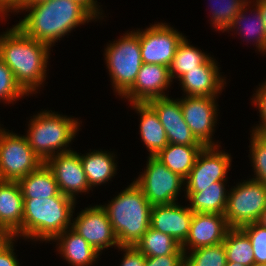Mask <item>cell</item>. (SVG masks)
<instances>
[{
    "label": "cell",
    "mask_w": 266,
    "mask_h": 266,
    "mask_svg": "<svg viewBox=\"0 0 266 266\" xmlns=\"http://www.w3.org/2000/svg\"><path fill=\"white\" fill-rule=\"evenodd\" d=\"M189 42L185 36L177 47L175 56L169 66L172 81L193 69H198L210 57L201 49L190 45Z\"/></svg>",
    "instance_id": "cell-29"
},
{
    "label": "cell",
    "mask_w": 266,
    "mask_h": 266,
    "mask_svg": "<svg viewBox=\"0 0 266 266\" xmlns=\"http://www.w3.org/2000/svg\"><path fill=\"white\" fill-rule=\"evenodd\" d=\"M27 11L18 26L26 35L53 47L73 29L97 19L84 5L75 0H44L19 3L11 13Z\"/></svg>",
    "instance_id": "cell-1"
},
{
    "label": "cell",
    "mask_w": 266,
    "mask_h": 266,
    "mask_svg": "<svg viewBox=\"0 0 266 266\" xmlns=\"http://www.w3.org/2000/svg\"><path fill=\"white\" fill-rule=\"evenodd\" d=\"M45 163L52 170L60 193L63 195L76 201L78 193L86 194L92 190L87 182L80 154L76 151L56 154Z\"/></svg>",
    "instance_id": "cell-14"
},
{
    "label": "cell",
    "mask_w": 266,
    "mask_h": 266,
    "mask_svg": "<svg viewBox=\"0 0 266 266\" xmlns=\"http://www.w3.org/2000/svg\"><path fill=\"white\" fill-rule=\"evenodd\" d=\"M15 241V235L6 227L0 225V251Z\"/></svg>",
    "instance_id": "cell-40"
},
{
    "label": "cell",
    "mask_w": 266,
    "mask_h": 266,
    "mask_svg": "<svg viewBox=\"0 0 266 266\" xmlns=\"http://www.w3.org/2000/svg\"><path fill=\"white\" fill-rule=\"evenodd\" d=\"M215 61L209 57L198 69H193L178 79L185 96L218 98L226 85V79L219 72V65Z\"/></svg>",
    "instance_id": "cell-18"
},
{
    "label": "cell",
    "mask_w": 266,
    "mask_h": 266,
    "mask_svg": "<svg viewBox=\"0 0 266 266\" xmlns=\"http://www.w3.org/2000/svg\"><path fill=\"white\" fill-rule=\"evenodd\" d=\"M250 5H252L251 1L241 9V11L237 14V16L233 19L229 27L224 32H229L230 30L231 32L236 31L234 33H237L238 31V35L241 34L240 36H242L244 40L246 39L248 41L252 39V41L255 42L254 44H256L255 46L257 47L258 51L266 54V29L261 17V12L253 4V10H251L250 13L254 15H251L253 16L251 21V18H249L246 13L249 8H252V6L250 7ZM249 21L251 22L249 23Z\"/></svg>",
    "instance_id": "cell-25"
},
{
    "label": "cell",
    "mask_w": 266,
    "mask_h": 266,
    "mask_svg": "<svg viewBox=\"0 0 266 266\" xmlns=\"http://www.w3.org/2000/svg\"><path fill=\"white\" fill-rule=\"evenodd\" d=\"M27 95L17 84L12 71L0 59V101L13 104ZM19 98V99H18Z\"/></svg>",
    "instance_id": "cell-34"
},
{
    "label": "cell",
    "mask_w": 266,
    "mask_h": 266,
    "mask_svg": "<svg viewBox=\"0 0 266 266\" xmlns=\"http://www.w3.org/2000/svg\"><path fill=\"white\" fill-rule=\"evenodd\" d=\"M216 100V97L184 96L180 98L184 120L193 135L204 147L221 146L212 140L218 119Z\"/></svg>",
    "instance_id": "cell-12"
},
{
    "label": "cell",
    "mask_w": 266,
    "mask_h": 266,
    "mask_svg": "<svg viewBox=\"0 0 266 266\" xmlns=\"http://www.w3.org/2000/svg\"><path fill=\"white\" fill-rule=\"evenodd\" d=\"M134 32L139 37L142 62L166 67L171 65L177 47L185 37L177 29L162 22Z\"/></svg>",
    "instance_id": "cell-10"
},
{
    "label": "cell",
    "mask_w": 266,
    "mask_h": 266,
    "mask_svg": "<svg viewBox=\"0 0 266 266\" xmlns=\"http://www.w3.org/2000/svg\"><path fill=\"white\" fill-rule=\"evenodd\" d=\"M104 55L111 85L122 97L133 86L143 64L138 35L134 31L126 32L105 47Z\"/></svg>",
    "instance_id": "cell-6"
},
{
    "label": "cell",
    "mask_w": 266,
    "mask_h": 266,
    "mask_svg": "<svg viewBox=\"0 0 266 266\" xmlns=\"http://www.w3.org/2000/svg\"><path fill=\"white\" fill-rule=\"evenodd\" d=\"M80 155L89 187H96L107 183L116 175V157L112 152L94 150ZM115 174V175H114Z\"/></svg>",
    "instance_id": "cell-23"
},
{
    "label": "cell",
    "mask_w": 266,
    "mask_h": 266,
    "mask_svg": "<svg viewBox=\"0 0 266 266\" xmlns=\"http://www.w3.org/2000/svg\"><path fill=\"white\" fill-rule=\"evenodd\" d=\"M221 146H205L197 155L189 176L185 179V192H200L218 181H227L231 154L218 150Z\"/></svg>",
    "instance_id": "cell-11"
},
{
    "label": "cell",
    "mask_w": 266,
    "mask_h": 266,
    "mask_svg": "<svg viewBox=\"0 0 266 266\" xmlns=\"http://www.w3.org/2000/svg\"><path fill=\"white\" fill-rule=\"evenodd\" d=\"M134 247L145 257L171 255L174 252H184L181 245L170 235L161 233L149 227Z\"/></svg>",
    "instance_id": "cell-28"
},
{
    "label": "cell",
    "mask_w": 266,
    "mask_h": 266,
    "mask_svg": "<svg viewBox=\"0 0 266 266\" xmlns=\"http://www.w3.org/2000/svg\"><path fill=\"white\" fill-rule=\"evenodd\" d=\"M212 27L215 31H225L241 9L246 6L250 0H211ZM252 1V0H251ZM215 2V4H214Z\"/></svg>",
    "instance_id": "cell-32"
},
{
    "label": "cell",
    "mask_w": 266,
    "mask_h": 266,
    "mask_svg": "<svg viewBox=\"0 0 266 266\" xmlns=\"http://www.w3.org/2000/svg\"><path fill=\"white\" fill-rule=\"evenodd\" d=\"M223 243L227 261L237 262L244 266H251L255 263L251 241L240 228H231Z\"/></svg>",
    "instance_id": "cell-30"
},
{
    "label": "cell",
    "mask_w": 266,
    "mask_h": 266,
    "mask_svg": "<svg viewBox=\"0 0 266 266\" xmlns=\"http://www.w3.org/2000/svg\"><path fill=\"white\" fill-rule=\"evenodd\" d=\"M193 212L178 202L168 205H156L151 209L150 227L172 236L182 245L189 234Z\"/></svg>",
    "instance_id": "cell-19"
},
{
    "label": "cell",
    "mask_w": 266,
    "mask_h": 266,
    "mask_svg": "<svg viewBox=\"0 0 266 266\" xmlns=\"http://www.w3.org/2000/svg\"><path fill=\"white\" fill-rule=\"evenodd\" d=\"M44 0H22L20 3H37Z\"/></svg>",
    "instance_id": "cell-45"
},
{
    "label": "cell",
    "mask_w": 266,
    "mask_h": 266,
    "mask_svg": "<svg viewBox=\"0 0 266 266\" xmlns=\"http://www.w3.org/2000/svg\"><path fill=\"white\" fill-rule=\"evenodd\" d=\"M231 229L225 215L219 213H193L186 241L181 245L184 252L224 242ZM187 247V248H186Z\"/></svg>",
    "instance_id": "cell-16"
},
{
    "label": "cell",
    "mask_w": 266,
    "mask_h": 266,
    "mask_svg": "<svg viewBox=\"0 0 266 266\" xmlns=\"http://www.w3.org/2000/svg\"><path fill=\"white\" fill-rule=\"evenodd\" d=\"M240 229L251 241L255 263H266V227L254 222Z\"/></svg>",
    "instance_id": "cell-35"
},
{
    "label": "cell",
    "mask_w": 266,
    "mask_h": 266,
    "mask_svg": "<svg viewBox=\"0 0 266 266\" xmlns=\"http://www.w3.org/2000/svg\"><path fill=\"white\" fill-rule=\"evenodd\" d=\"M13 26L0 34V59L29 96L34 92L36 94V90L44 84L51 47L30 38L18 26Z\"/></svg>",
    "instance_id": "cell-2"
},
{
    "label": "cell",
    "mask_w": 266,
    "mask_h": 266,
    "mask_svg": "<svg viewBox=\"0 0 266 266\" xmlns=\"http://www.w3.org/2000/svg\"><path fill=\"white\" fill-rule=\"evenodd\" d=\"M259 224H261L263 227H266V208L265 210L262 212L260 218H259V221H258Z\"/></svg>",
    "instance_id": "cell-43"
},
{
    "label": "cell",
    "mask_w": 266,
    "mask_h": 266,
    "mask_svg": "<svg viewBox=\"0 0 266 266\" xmlns=\"http://www.w3.org/2000/svg\"><path fill=\"white\" fill-rule=\"evenodd\" d=\"M23 199L50 198L60 193L52 170L43 163L18 181Z\"/></svg>",
    "instance_id": "cell-26"
},
{
    "label": "cell",
    "mask_w": 266,
    "mask_h": 266,
    "mask_svg": "<svg viewBox=\"0 0 266 266\" xmlns=\"http://www.w3.org/2000/svg\"><path fill=\"white\" fill-rule=\"evenodd\" d=\"M0 127V180L19 181L44 162L29 146L25 135Z\"/></svg>",
    "instance_id": "cell-7"
},
{
    "label": "cell",
    "mask_w": 266,
    "mask_h": 266,
    "mask_svg": "<svg viewBox=\"0 0 266 266\" xmlns=\"http://www.w3.org/2000/svg\"><path fill=\"white\" fill-rule=\"evenodd\" d=\"M226 262V250L223 242L184 252V266H225Z\"/></svg>",
    "instance_id": "cell-31"
},
{
    "label": "cell",
    "mask_w": 266,
    "mask_h": 266,
    "mask_svg": "<svg viewBox=\"0 0 266 266\" xmlns=\"http://www.w3.org/2000/svg\"><path fill=\"white\" fill-rule=\"evenodd\" d=\"M76 201L59 193L50 198L24 199L22 237L36 241H53L71 228Z\"/></svg>",
    "instance_id": "cell-3"
},
{
    "label": "cell",
    "mask_w": 266,
    "mask_h": 266,
    "mask_svg": "<svg viewBox=\"0 0 266 266\" xmlns=\"http://www.w3.org/2000/svg\"><path fill=\"white\" fill-rule=\"evenodd\" d=\"M84 5L96 18H103L101 16L103 11L99 9L101 6L97 3V0H75Z\"/></svg>",
    "instance_id": "cell-41"
},
{
    "label": "cell",
    "mask_w": 266,
    "mask_h": 266,
    "mask_svg": "<svg viewBox=\"0 0 266 266\" xmlns=\"http://www.w3.org/2000/svg\"><path fill=\"white\" fill-rule=\"evenodd\" d=\"M253 0V4L254 6H256L260 12H261V17H262V20L264 22V25H265V29H266V1L265 0Z\"/></svg>",
    "instance_id": "cell-42"
},
{
    "label": "cell",
    "mask_w": 266,
    "mask_h": 266,
    "mask_svg": "<svg viewBox=\"0 0 266 266\" xmlns=\"http://www.w3.org/2000/svg\"><path fill=\"white\" fill-rule=\"evenodd\" d=\"M203 147L168 143L155 157L170 171L186 179L194 166L197 155Z\"/></svg>",
    "instance_id": "cell-27"
},
{
    "label": "cell",
    "mask_w": 266,
    "mask_h": 266,
    "mask_svg": "<svg viewBox=\"0 0 266 266\" xmlns=\"http://www.w3.org/2000/svg\"><path fill=\"white\" fill-rule=\"evenodd\" d=\"M54 241H57V252L71 266H91L101 254L71 228L60 233Z\"/></svg>",
    "instance_id": "cell-22"
},
{
    "label": "cell",
    "mask_w": 266,
    "mask_h": 266,
    "mask_svg": "<svg viewBox=\"0 0 266 266\" xmlns=\"http://www.w3.org/2000/svg\"><path fill=\"white\" fill-rule=\"evenodd\" d=\"M251 266H266V263H254Z\"/></svg>",
    "instance_id": "cell-46"
},
{
    "label": "cell",
    "mask_w": 266,
    "mask_h": 266,
    "mask_svg": "<svg viewBox=\"0 0 266 266\" xmlns=\"http://www.w3.org/2000/svg\"><path fill=\"white\" fill-rule=\"evenodd\" d=\"M133 182L152 206L176 203L181 189L185 188V179L170 171L155 156H148L144 172Z\"/></svg>",
    "instance_id": "cell-9"
},
{
    "label": "cell",
    "mask_w": 266,
    "mask_h": 266,
    "mask_svg": "<svg viewBox=\"0 0 266 266\" xmlns=\"http://www.w3.org/2000/svg\"><path fill=\"white\" fill-rule=\"evenodd\" d=\"M256 93L253 94L252 102L259 110L260 121L256 127L251 131H254L258 134L266 135V81L261 83V86L256 89Z\"/></svg>",
    "instance_id": "cell-36"
},
{
    "label": "cell",
    "mask_w": 266,
    "mask_h": 266,
    "mask_svg": "<svg viewBox=\"0 0 266 266\" xmlns=\"http://www.w3.org/2000/svg\"><path fill=\"white\" fill-rule=\"evenodd\" d=\"M148 103L157 112L160 122L166 131L168 143L203 146L193 135L184 120L180 99L175 100L167 96L153 98Z\"/></svg>",
    "instance_id": "cell-15"
},
{
    "label": "cell",
    "mask_w": 266,
    "mask_h": 266,
    "mask_svg": "<svg viewBox=\"0 0 266 266\" xmlns=\"http://www.w3.org/2000/svg\"><path fill=\"white\" fill-rule=\"evenodd\" d=\"M145 266H184V252H174L166 256L145 257Z\"/></svg>",
    "instance_id": "cell-37"
},
{
    "label": "cell",
    "mask_w": 266,
    "mask_h": 266,
    "mask_svg": "<svg viewBox=\"0 0 266 266\" xmlns=\"http://www.w3.org/2000/svg\"><path fill=\"white\" fill-rule=\"evenodd\" d=\"M130 105L140 115V137L149 152V156H155L168 145L166 131L159 116L148 102H134Z\"/></svg>",
    "instance_id": "cell-21"
},
{
    "label": "cell",
    "mask_w": 266,
    "mask_h": 266,
    "mask_svg": "<svg viewBox=\"0 0 266 266\" xmlns=\"http://www.w3.org/2000/svg\"><path fill=\"white\" fill-rule=\"evenodd\" d=\"M24 199L17 181L0 180V225L22 237Z\"/></svg>",
    "instance_id": "cell-20"
},
{
    "label": "cell",
    "mask_w": 266,
    "mask_h": 266,
    "mask_svg": "<svg viewBox=\"0 0 266 266\" xmlns=\"http://www.w3.org/2000/svg\"><path fill=\"white\" fill-rule=\"evenodd\" d=\"M226 181L214 182L207 188H200V192H185L189 201V209L193 213H219L224 215L228 193Z\"/></svg>",
    "instance_id": "cell-24"
},
{
    "label": "cell",
    "mask_w": 266,
    "mask_h": 266,
    "mask_svg": "<svg viewBox=\"0 0 266 266\" xmlns=\"http://www.w3.org/2000/svg\"><path fill=\"white\" fill-rule=\"evenodd\" d=\"M250 160L254 169L255 181L261 182L266 186V135L258 134L252 131L250 136Z\"/></svg>",
    "instance_id": "cell-33"
},
{
    "label": "cell",
    "mask_w": 266,
    "mask_h": 266,
    "mask_svg": "<svg viewBox=\"0 0 266 266\" xmlns=\"http://www.w3.org/2000/svg\"><path fill=\"white\" fill-rule=\"evenodd\" d=\"M106 205L114 234L120 246H134L150 227L152 205L132 182Z\"/></svg>",
    "instance_id": "cell-4"
},
{
    "label": "cell",
    "mask_w": 266,
    "mask_h": 266,
    "mask_svg": "<svg viewBox=\"0 0 266 266\" xmlns=\"http://www.w3.org/2000/svg\"><path fill=\"white\" fill-rule=\"evenodd\" d=\"M118 249L125 252L120 266H145V256L134 246H120Z\"/></svg>",
    "instance_id": "cell-38"
},
{
    "label": "cell",
    "mask_w": 266,
    "mask_h": 266,
    "mask_svg": "<svg viewBox=\"0 0 266 266\" xmlns=\"http://www.w3.org/2000/svg\"><path fill=\"white\" fill-rule=\"evenodd\" d=\"M14 242L12 241L7 247L0 251V266H20L14 252Z\"/></svg>",
    "instance_id": "cell-39"
},
{
    "label": "cell",
    "mask_w": 266,
    "mask_h": 266,
    "mask_svg": "<svg viewBox=\"0 0 266 266\" xmlns=\"http://www.w3.org/2000/svg\"><path fill=\"white\" fill-rule=\"evenodd\" d=\"M233 187L229 189L224 212L229 226L241 228L258 222L266 208V186L249 178Z\"/></svg>",
    "instance_id": "cell-8"
},
{
    "label": "cell",
    "mask_w": 266,
    "mask_h": 266,
    "mask_svg": "<svg viewBox=\"0 0 266 266\" xmlns=\"http://www.w3.org/2000/svg\"><path fill=\"white\" fill-rule=\"evenodd\" d=\"M71 229L99 253L111 246L120 247L107 212L101 205L89 206L81 210L72 220Z\"/></svg>",
    "instance_id": "cell-13"
},
{
    "label": "cell",
    "mask_w": 266,
    "mask_h": 266,
    "mask_svg": "<svg viewBox=\"0 0 266 266\" xmlns=\"http://www.w3.org/2000/svg\"><path fill=\"white\" fill-rule=\"evenodd\" d=\"M169 67L143 63L133 86L121 97L129 102H148L153 98L167 97L171 86Z\"/></svg>",
    "instance_id": "cell-17"
},
{
    "label": "cell",
    "mask_w": 266,
    "mask_h": 266,
    "mask_svg": "<svg viewBox=\"0 0 266 266\" xmlns=\"http://www.w3.org/2000/svg\"><path fill=\"white\" fill-rule=\"evenodd\" d=\"M50 111L43 110L34 115L28 122L25 135L29 146L44 163L56 154L72 151L69 144L74 140L81 124L77 118Z\"/></svg>",
    "instance_id": "cell-5"
},
{
    "label": "cell",
    "mask_w": 266,
    "mask_h": 266,
    "mask_svg": "<svg viewBox=\"0 0 266 266\" xmlns=\"http://www.w3.org/2000/svg\"><path fill=\"white\" fill-rule=\"evenodd\" d=\"M225 266H244V265H242L240 263H237V262H229V261H227Z\"/></svg>",
    "instance_id": "cell-44"
}]
</instances>
